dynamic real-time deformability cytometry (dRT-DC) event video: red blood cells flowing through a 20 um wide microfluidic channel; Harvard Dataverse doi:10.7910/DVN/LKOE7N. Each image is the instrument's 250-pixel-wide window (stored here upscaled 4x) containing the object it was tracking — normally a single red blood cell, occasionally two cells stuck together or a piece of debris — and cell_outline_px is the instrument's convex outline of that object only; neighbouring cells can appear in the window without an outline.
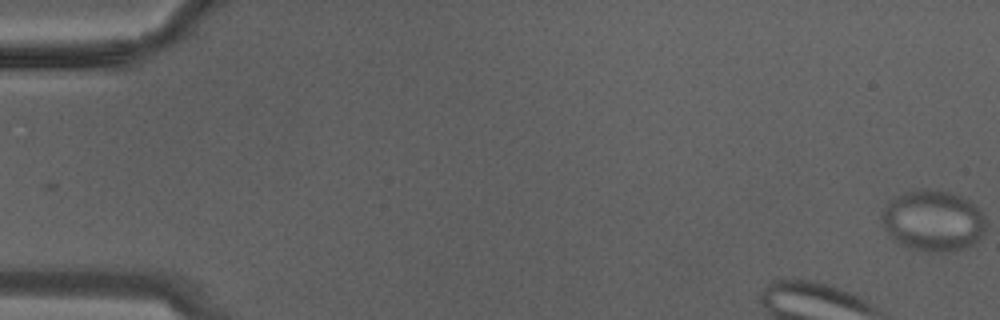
{"species": "Egyptian fruit bat (a non-hibernating species)", "species_latin": "Rousettus aegyptiacus", "temperature_condition": "warm", "stored_images_in_passage": 25, "camera_frame_rate_fps": 3000, "um_per_image_px": 0.085, "animal": {"sex": "male"}, "frame": {"image": 1, "passage_image": 1, "time_ms": 0.0, "image_size_px": [1000, 320], "cell_outline_px": [[984, 232], [976, 244], [964, 248], [944, 252], [928, 252], [912, 248], [900, 244], [884, 228], [880, 216], [884, 208], [896, 196], [912, 188], [924, 188], [948, 192], [960, 196], [976, 204], [980, 208], [984, 216]], "centroid_in_image_um": [79.33, 18.75], "position_along_channel_um": 5.7, "area_um2": 37.17}}